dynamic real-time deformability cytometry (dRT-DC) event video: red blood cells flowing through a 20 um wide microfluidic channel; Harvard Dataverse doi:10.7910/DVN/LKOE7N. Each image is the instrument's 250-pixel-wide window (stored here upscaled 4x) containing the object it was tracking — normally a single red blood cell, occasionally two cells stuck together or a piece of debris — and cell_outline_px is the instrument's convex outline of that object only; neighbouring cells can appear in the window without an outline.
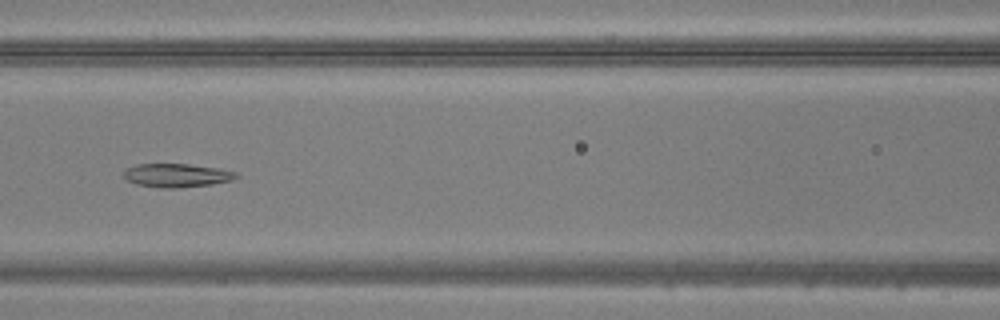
{"species": "common noctule bat (a hibernating species)", "species_latin": "Nyctalus noctula", "temperature_condition": "warm", "stored_images_in_passage": 35, "camera_frame_rate_fps": 3000, "um_per_image_px": 0.085, "animal": {"sex": "male", "body_mass_g": 20.5, "forearm_length_mm": 52.5}, "frame": {"image": 1, "passage_image": 8, "time_ms": 2.333, "image_size_px": [1000, 320], "cell_outline_px": [[240, 176], [232, 180], [212, 184], [180, 188], [160, 188], [136, 184], [128, 180], [124, 176], [124, 172], [128, 168], [136, 164], [188, 164], [220, 168], [236, 172]], "centroid_in_image_um": [15.06, 14.91], "position_along_channel_um": 151.5, "area_um2": 15.49}}
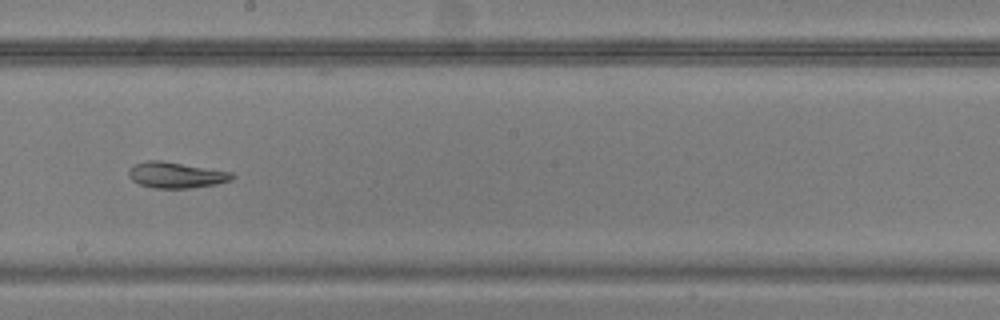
{"frame": {"image": 2, "passage_image": 14, "time_ms": 4.333, "image_size_px": [1000, 320], "cell_outline_px": [[236, 176], [232, 180], [216, 184], [188, 188], [152, 188], [140, 184], [132, 180], [128, 176], [128, 168], [136, 164], [148, 160], [160, 160], [232, 172]], "centroid_in_image_um": [14.96, 14.88], "position_along_channel_um": 233.2, "area_um2": 15.61}}
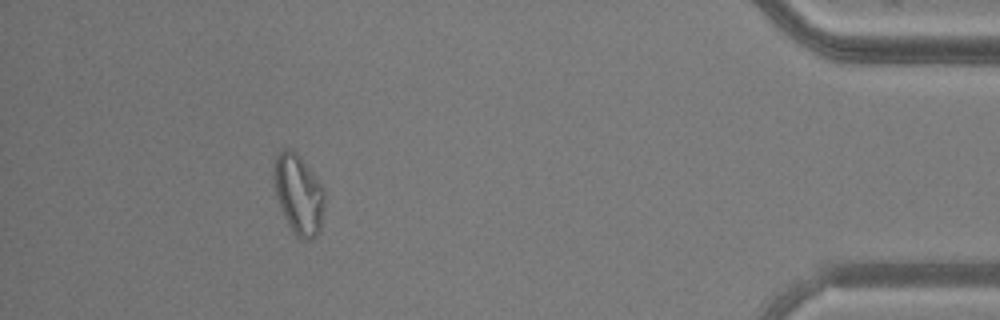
{"frame": {"image": 3, "passage_image": 31, "time_ms": 10.0, "image_size_px": [1000, 320], "cell_outline_px": [[324, 208], [320, 228], [316, 236], [308, 240], [304, 240], [292, 232], [280, 208], [276, 196], [272, 176], [272, 172], [276, 156], [284, 148], [292, 148], [300, 156], [324, 188]], "centroid_in_image_um": [25.36, 16.49], "position_along_channel_um": 409.8, "area_um2": 23.76}}